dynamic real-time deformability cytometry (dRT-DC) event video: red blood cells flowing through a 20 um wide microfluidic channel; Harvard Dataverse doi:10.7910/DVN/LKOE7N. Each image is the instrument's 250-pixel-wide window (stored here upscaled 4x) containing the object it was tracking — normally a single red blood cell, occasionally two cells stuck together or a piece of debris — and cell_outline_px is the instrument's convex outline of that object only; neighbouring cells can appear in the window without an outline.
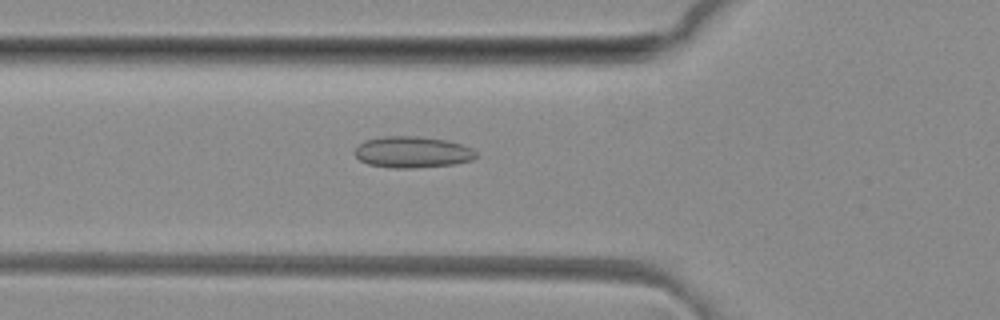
{"species": "common noctule bat (a hibernating species)", "species_latin": "Nyctalus noctula", "temperature_condition": "room temperature", "stored_images_in_passage": 45, "camera_frame_rate_fps": 3000, "um_per_image_px": 0.085, "animal": {"sex": "female", "body_mass_g": 29.2, "forearm_length_mm": 56.3}, "frame": {"image": 1, "passage_image": 13, "time_ms": 4.0, "image_size_px": [1000, 320], "cell_outline_px": [[476, 156], [472, 160], [452, 164], [412, 168], [392, 168], [368, 164], [360, 160], [356, 156], [356, 148], [364, 140], [380, 136], [416, 136], [448, 140], [472, 148], [476, 152]], "centroid_in_image_um": [35.04, 12.92], "position_along_channel_um": 90.8, "area_um2": 22.08}}
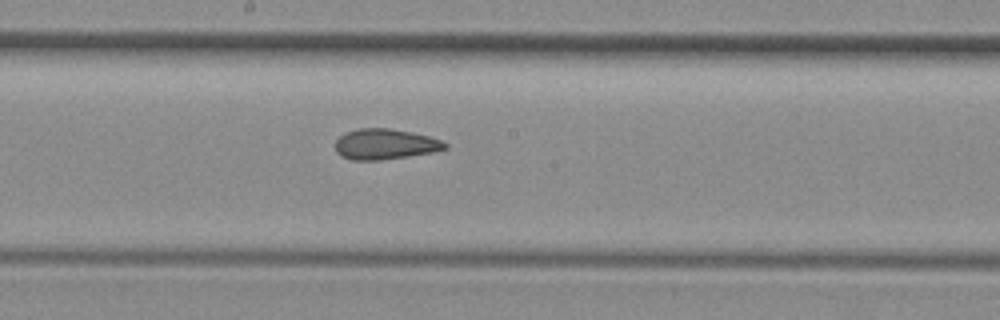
{"frame": {"image": 2, "passage_image": 22, "time_ms": 7.0, "image_size_px": [1000, 320], "cell_outline_px": [[448, 148], [432, 152], [408, 156], [380, 160], [352, 160], [340, 156], [336, 152], [336, 140], [344, 132], [356, 128], [388, 128], [412, 132], [428, 136], [440, 140], [448, 144]], "centroid_in_image_um": [32.7, 12.25], "position_along_channel_um": 215.5, "area_um2": 19.59}}
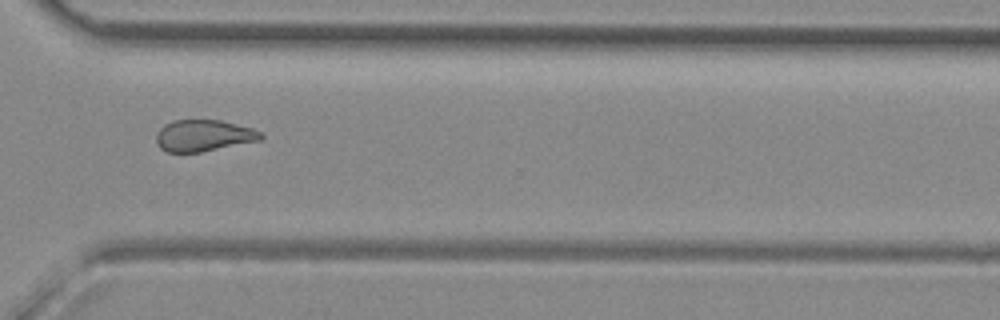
{"frame": {"image": 3, "passage_image": 32, "time_ms": 10.333, "image_size_px": [1000, 320], "cell_outline_px": [[264, 136], [260, 140], [200, 152], [168, 152], [160, 148], [156, 140], [156, 132], [164, 124], [172, 120], [220, 120], [252, 128], [260, 132]], "centroid_in_image_um": [17.27, 11.52], "position_along_channel_um": 353.3, "area_um2": 19.13}, "authors_computed_cell_mechanics": {"area_um2": 19.941, "velocity_mm_per_s": 4.1384, "shape_relaxation_time_tau1_ms": null, "shape_relaxation_time_tau2_ms": 2.7772, "deformation_change_tau1": null, "deformation_change_tau2": 0.0979}}